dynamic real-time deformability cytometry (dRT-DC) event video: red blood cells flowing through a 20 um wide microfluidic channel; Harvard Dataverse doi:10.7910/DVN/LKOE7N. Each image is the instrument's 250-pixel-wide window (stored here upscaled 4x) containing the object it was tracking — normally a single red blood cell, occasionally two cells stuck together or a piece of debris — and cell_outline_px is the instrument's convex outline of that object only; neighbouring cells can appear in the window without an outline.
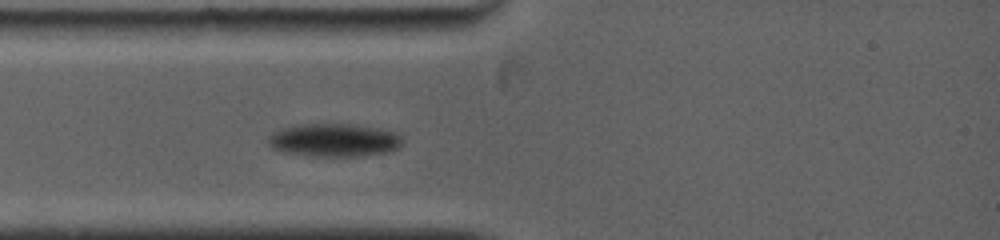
{"species": "common noctule bat (a hibernating species)", "species_latin": "Nyctalus noctula", "temperature_condition": "warm", "stored_images_in_passage": 5, "camera_frame_rate_fps": 5000, "um_per_image_px": 0.085, "animal": {"sex": "female", "body_mass_g": 19.0, "forearm_length_mm": 53.3}, "frame": {"image": 1, "passage_image": 1, "time_ms": 0.0, "image_size_px": [1000, 240], "cell_outline_px": [[404, 140], [392, 152], [356, 156], [312, 156], [284, 152], [272, 148], [268, 144], [268, 136], [272, 132], [292, 124], [356, 124], [380, 128], [396, 132]], "centroid_in_image_um": [28.39, 11.9], "position_along_channel_um": 56.6, "area_um2": 26.24}}
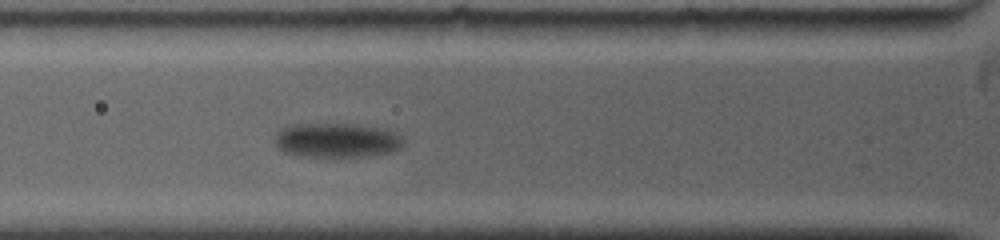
{"frame": {"image": 2, "passage_image": 4, "time_ms": 1.2, "image_size_px": [1000, 240], "cell_outline_px": [[404, 144], [400, 148], [388, 152], [360, 156], [300, 156], [284, 152], [276, 148], [276, 132], [280, 128], [292, 124], [352, 124], [384, 128], [400, 136], [404, 140]], "centroid_in_image_um": [28.57, 11.91], "position_along_channel_um": 97.2, "area_um2": 25.66}}